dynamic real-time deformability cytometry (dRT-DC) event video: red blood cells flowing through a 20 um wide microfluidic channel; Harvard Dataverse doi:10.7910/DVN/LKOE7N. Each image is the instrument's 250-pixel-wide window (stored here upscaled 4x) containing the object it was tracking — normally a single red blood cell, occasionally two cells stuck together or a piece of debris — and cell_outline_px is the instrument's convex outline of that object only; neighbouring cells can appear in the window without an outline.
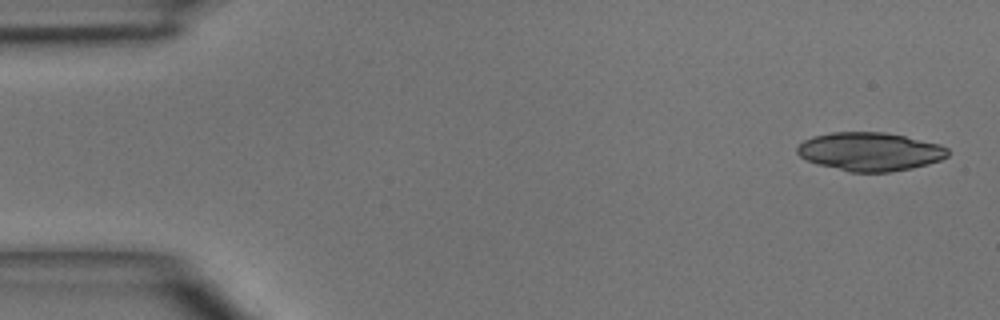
{"species": "common noctule bat (a hibernating species)", "species_latin": "Nyctalus noctula", "temperature_condition": "room temperature", "stored_images_in_passage": 5, "segment_of_instrument_passage": [1, 2], "camera_frame_rate_fps": 3000, "um_per_image_px": 0.085, "animal": {"sex": "male", "body_mass_g": 15.6}, "frame": {"image": 1, "passage_image": 1, "time_ms": 0.0, "image_size_px": [1000, 320], "cell_outline_px": [[948, 156], [940, 160], [928, 164], [912, 168], [888, 172], [852, 172], [820, 164], [808, 160], [800, 156], [796, 152], [796, 148], [804, 140], [812, 136], [832, 132], [884, 132], [904, 136], [940, 144], [948, 148]], "centroid_in_image_um": [73.96, 12.88], "position_along_channel_um": 11.0, "area_um2": 33.58}}